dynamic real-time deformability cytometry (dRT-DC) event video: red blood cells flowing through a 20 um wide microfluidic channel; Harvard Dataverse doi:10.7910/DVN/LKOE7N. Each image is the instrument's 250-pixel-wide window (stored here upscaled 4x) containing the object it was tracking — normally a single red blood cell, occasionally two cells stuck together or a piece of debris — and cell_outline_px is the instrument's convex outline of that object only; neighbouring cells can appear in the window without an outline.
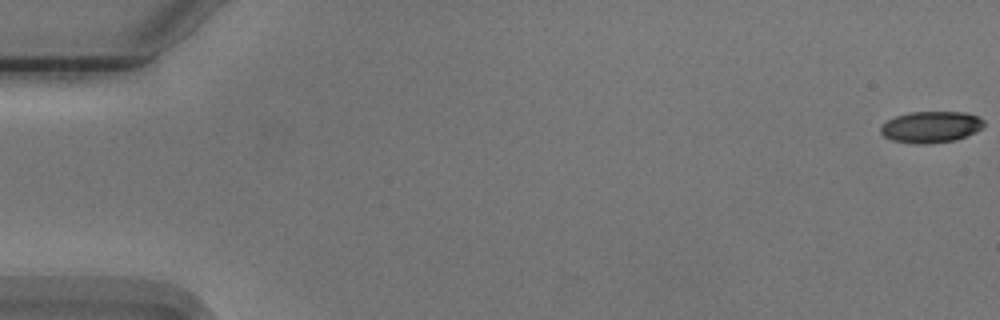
{"species": "Egyptian fruit bat (a non-hibernating species)", "species_latin": "Rousettus aegyptiacus", "temperature_condition": "cold", "stored_images_in_passage": 56, "camera_frame_rate_fps": 3000, "um_per_image_px": 0.085, "animal": {"sex": "male"}, "frame": {"image": 1, "passage_image": 1, "time_ms": 0.0, "image_size_px": [1000, 320], "cell_outline_px": [[984, 124], [976, 132], [956, 140], [928, 144], [912, 144], [892, 140], [884, 136], [880, 132], [880, 128], [888, 120], [896, 116], [912, 112], [964, 112], [980, 116], [984, 120]], "centroid_in_image_um": [79.15, 10.8], "position_along_channel_um": 5.9, "area_um2": 18.96}}
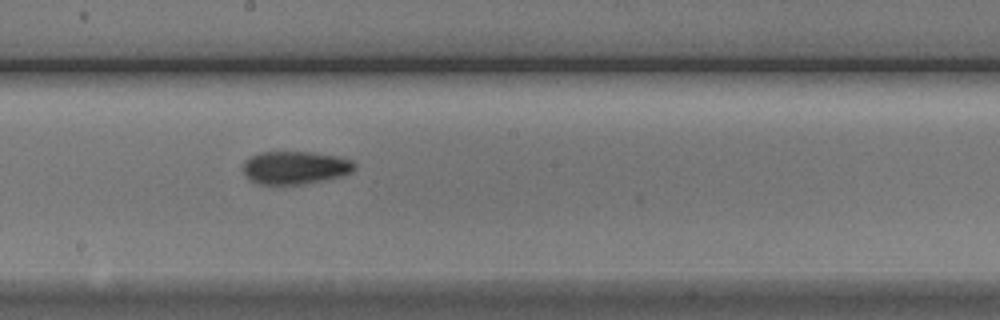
{"frame": {"image": 2, "passage_image": 31, "time_ms": 10.0, "image_size_px": [1000, 320], "cell_outline_px": [[356, 168], [352, 172], [340, 176], [324, 180], [304, 184], [256, 184], [244, 172], [244, 164], [252, 156], [264, 152], [308, 152], [336, 156], [352, 160], [356, 164]], "centroid_in_image_um": [25.14, 14.25], "position_along_channel_um": 223.1, "area_um2": 21.1}}
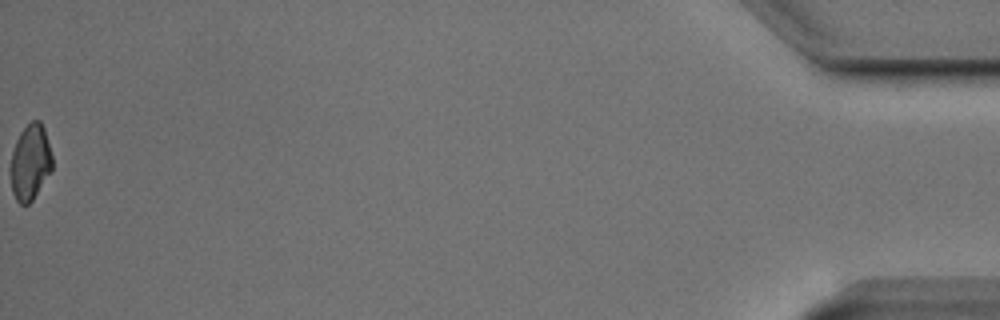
{"frame": {"image": 3, "passage_image": 56, "time_ms": 18.333, "image_size_px": [1000, 320], "cell_outline_px": [[52, 172], [32, 200], [28, 204], [20, 204], [16, 200], [12, 192], [12, 152], [16, 140], [20, 132], [32, 120], [40, 120], [44, 128], [52, 156]], "centroid_in_image_um": [2.6, 13.79], "position_along_channel_um": 432.6, "area_um2": 18.21}, "authors_computed_cell_mechanics": {"area_um2": 19.9121, "velocity_mm_per_s": 3.7515, "shape_relaxation_time_tau1_ms": 3.8346, "shape_relaxation_time_tau2_ms": 3.2247, "deformation_change_tau1": 0.1202, "deformation_change_tau2": 0.0835}}